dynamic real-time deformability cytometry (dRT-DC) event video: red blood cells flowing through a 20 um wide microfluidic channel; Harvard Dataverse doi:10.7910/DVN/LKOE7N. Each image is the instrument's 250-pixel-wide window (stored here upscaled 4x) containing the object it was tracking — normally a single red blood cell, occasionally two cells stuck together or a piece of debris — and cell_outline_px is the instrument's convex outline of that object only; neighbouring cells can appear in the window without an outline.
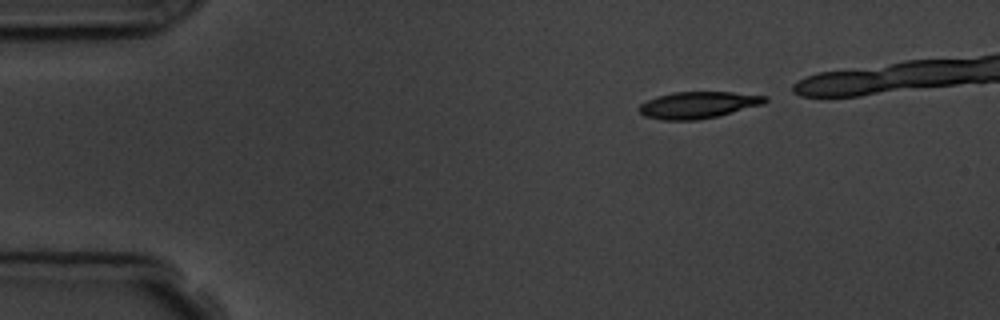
{"species": "common noctule bat (a hibernating species)", "species_latin": "Nyctalus noctula", "temperature_condition": "room temperature", "stored_images_in_passage": 6, "camera_frame_rate_fps": 3000, "um_per_image_px": 0.085, "animal": {"sex": "male", "body_mass_g": 19.5, "forearm_length_mm": 54.6}, "frame": {"image": 1, "passage_image": 1, "time_ms": 0.0, "image_size_px": [1000, 320], "cell_outline_px": [[768, 100], [764, 104], [716, 116], [696, 120], [660, 120], [644, 116], [640, 112], [640, 104], [656, 96], [676, 92], [732, 92], [768, 96]], "centroid_in_image_um": [59.34, 8.92], "position_along_channel_um": 25.7, "area_um2": 19.48}}